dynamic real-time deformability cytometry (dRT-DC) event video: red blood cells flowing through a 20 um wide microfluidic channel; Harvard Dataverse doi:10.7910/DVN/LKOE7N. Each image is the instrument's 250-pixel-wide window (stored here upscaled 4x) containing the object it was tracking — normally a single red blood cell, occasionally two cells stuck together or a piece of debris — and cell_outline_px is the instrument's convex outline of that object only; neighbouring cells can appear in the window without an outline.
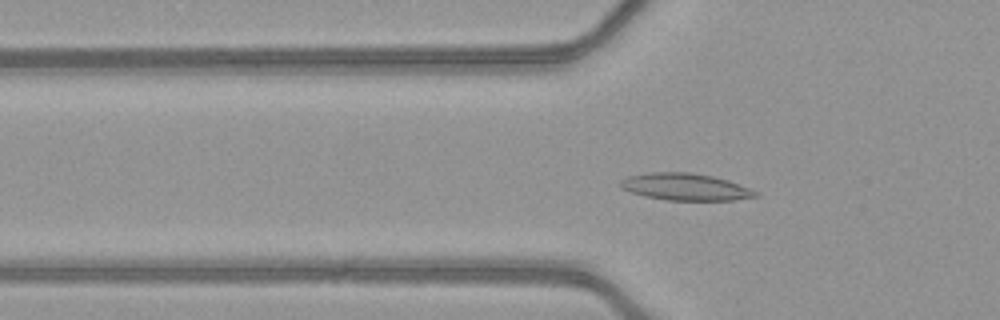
{"species": "common noctule bat (a hibernating species)", "species_latin": "Nyctalus noctula", "temperature_condition": "warm", "stored_images_in_passage": 52, "camera_frame_rate_fps": 3000, "um_per_image_px": 0.085, "animal": {"sex": "female", "body_mass_g": 21.9}, "frame": {"image": 1, "passage_image": 19, "time_ms": 6.0, "image_size_px": [1000, 320], "cell_outline_px": [[760, 196], [736, 200], [668, 200], [644, 196], [620, 188], [620, 180], [628, 176], [648, 172], [692, 172], [712, 176], [728, 180], [760, 192]], "centroid_in_image_um": [58.28, 15.88], "position_along_channel_um": 67.5, "area_um2": 21.39}}
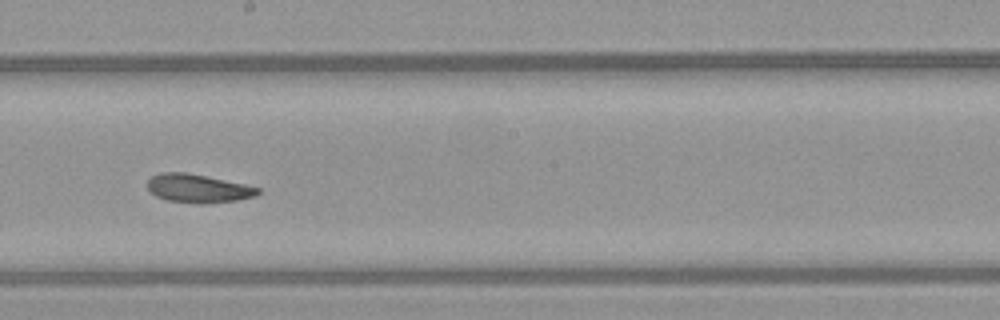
{"frame": {"image": 2, "passage_image": 31, "time_ms": 10.0, "image_size_px": [1000, 320], "cell_outline_px": [[260, 192], [256, 196], [236, 200], [208, 204], [196, 204], [168, 200], [156, 196], [148, 188], [148, 180], [152, 176], [160, 172], [184, 172], [244, 184], [260, 188]], "centroid_in_image_um": [16.84, 16.03], "position_along_channel_um": 231.4, "area_um2": 18.21}}
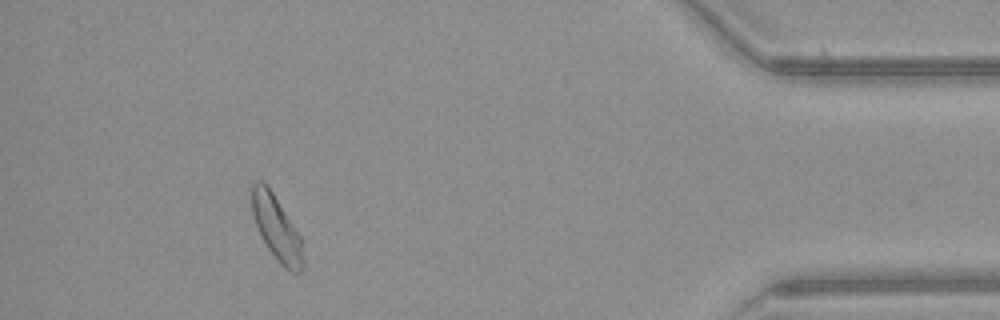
{"frame": {"image": 3, "passage_image": 48, "time_ms": 15.667, "image_size_px": [1000, 320], "cell_outline_px": [[304, 268], [300, 272], [292, 272], [284, 268], [280, 264], [268, 248], [256, 228], [252, 216], [252, 184], [256, 180], [260, 180], [272, 192], [296, 228], [300, 236], [304, 260]], "centroid_in_image_um": [23.51, 19.42], "position_along_channel_um": 411.7, "area_um2": 19.19}, "authors_computed_cell_mechanics": {"area_um2": 19.4497, "velocity_mm_per_s": 4.1161, "shape_relaxation_time_tau1_ms": 6.4401, "shape_relaxation_time_tau2_ms": 2.9613, "deformation_change_tau1": 0.1414, "deformation_change_tau2": 0.1028}}